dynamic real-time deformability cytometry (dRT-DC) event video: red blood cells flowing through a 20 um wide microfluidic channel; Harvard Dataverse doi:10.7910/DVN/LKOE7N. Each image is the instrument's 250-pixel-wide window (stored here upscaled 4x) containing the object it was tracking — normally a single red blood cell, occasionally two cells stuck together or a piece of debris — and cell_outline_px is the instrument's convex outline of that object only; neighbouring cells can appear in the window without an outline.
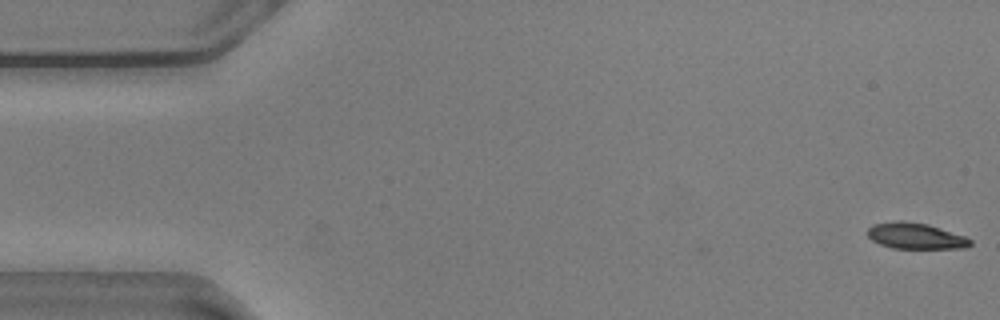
{"species": "common noctule bat (a hibernating species)", "species_latin": "Nyctalus noctula", "temperature_condition": "warm", "stored_images_in_passage": 56, "camera_frame_rate_fps": 3000, "um_per_image_px": 0.085, "animal": {"sex": "male", "body_mass_g": 20.5, "forearm_length_mm": 52.5}, "frame": {"image": 1, "passage_image": 1, "time_ms": 0.0, "image_size_px": [1000, 320], "cell_outline_px": [[972, 244], [964, 248], [892, 248], [880, 244], [872, 240], [868, 236], [868, 228], [872, 224], [896, 220], [904, 220], [928, 224], [964, 236], [972, 240]], "centroid_in_image_um": [77.8, 20.04], "position_along_channel_um": 7.2, "area_um2": 15.61}}
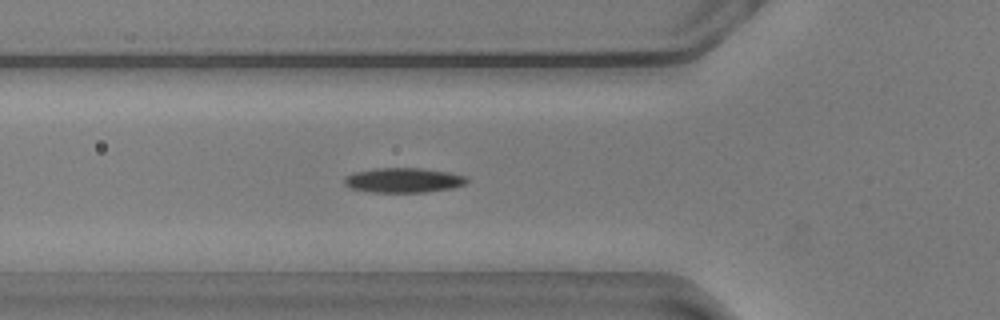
{"frame": {"image": 2, "passage_image": 19, "time_ms": 6.0, "image_size_px": [1000, 320], "cell_outline_px": [[468, 180], [464, 184], [452, 188], [428, 192], [372, 192], [348, 188], [344, 184], [344, 176], [352, 172], [372, 168], [420, 168], [448, 172], [468, 176]], "centroid_in_image_um": [34.25, 15.31], "position_along_channel_um": 91.6, "area_um2": 17.92}}
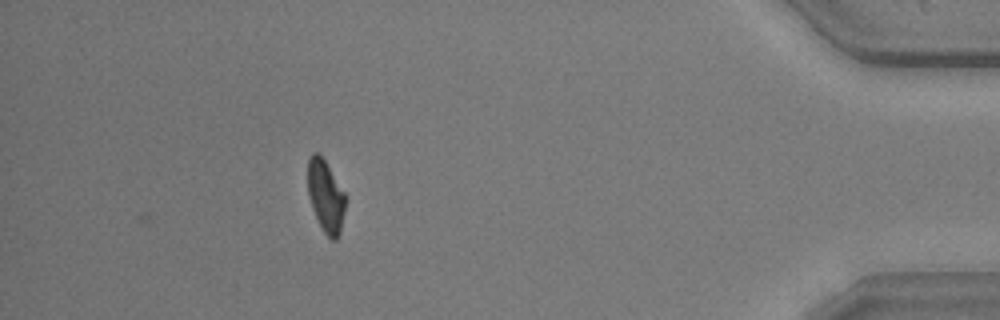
{"frame": {"image": 3, "passage_image": 50, "time_ms": 16.333, "image_size_px": [1000, 320], "cell_outline_px": [[344, 212], [340, 232], [336, 240], [332, 240], [324, 232], [312, 208], [308, 196], [308, 160], [312, 152], [320, 152], [344, 192]], "centroid_in_image_um": [27.66, 16.63], "position_along_channel_um": 407.5, "area_um2": 15.61}, "authors_computed_cell_mechanics": {"area_um2": 16.7909, "velocity_mm_per_s": 3.5997, "shape_relaxation_time_tau1_ms": 6.1097, "shape_relaxation_time_tau2_ms": 3.2454, "deformation_change_tau1": 0.1746, "deformation_change_tau2": 0.0789}}